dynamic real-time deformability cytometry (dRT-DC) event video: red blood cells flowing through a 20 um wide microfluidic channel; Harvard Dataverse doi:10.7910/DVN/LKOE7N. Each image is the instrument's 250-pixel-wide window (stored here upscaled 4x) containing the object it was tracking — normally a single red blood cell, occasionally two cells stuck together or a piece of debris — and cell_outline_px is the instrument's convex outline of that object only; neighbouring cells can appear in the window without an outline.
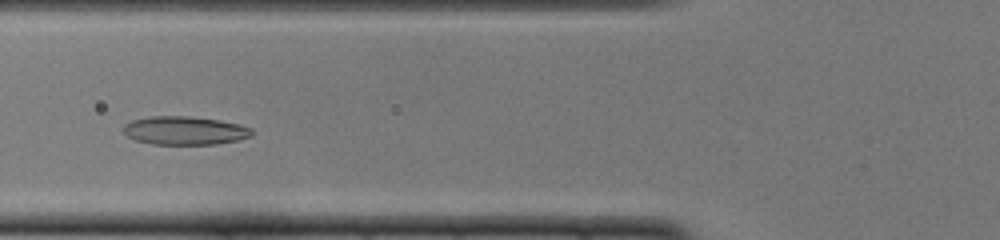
{"species": "common noctule bat (a hibernating species)", "species_latin": "Nyctalus noctula", "temperature_condition": "cold", "stored_images_in_passage": 45, "camera_frame_rate_fps": 3000, "um_per_image_px": 0.085, "animal": {"sex": "female", "body_mass_g": 22.0, "forearm_length_mm": 56.7}, "frame": {"image": 1, "passage_image": 14, "time_ms": 4.333, "image_size_px": [1000, 240], "cell_outline_px": [[252, 136], [240, 140], [216, 144], [152, 144], [136, 140], [128, 136], [124, 132], [124, 124], [132, 120], [152, 116], [188, 116], [220, 120], [240, 124], [252, 128]], "centroid_in_image_um": [15.74, 11.09], "position_along_channel_um": 110.1, "area_um2": 21.33}}
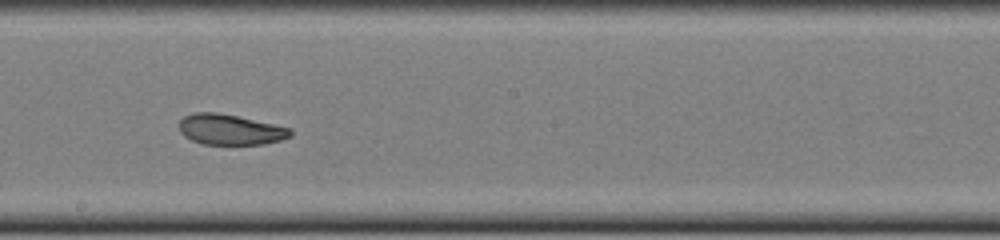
{"frame": {"image": 2, "passage_image": 23, "time_ms": 7.333, "image_size_px": [1000, 240], "cell_outline_px": [[292, 136], [280, 140], [264, 144], [204, 144], [192, 140], [184, 136], [180, 132], [180, 120], [184, 116], [192, 112], [216, 112], [236, 116], [292, 128]], "centroid_in_image_um": [19.56, 11.01], "position_along_channel_um": 228.6, "area_um2": 19.71}}
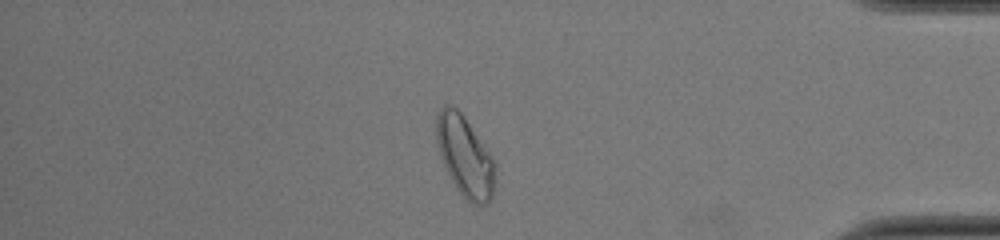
{"frame": {"image": 3, "passage_image": 38, "time_ms": 12.333, "image_size_px": [1000, 240], "cell_outline_px": [[496, 180], [492, 200], [488, 204], [480, 208], [472, 204], [456, 188], [440, 156], [436, 144], [436, 116], [440, 108], [444, 104], [452, 104], [464, 116], [492, 156], [496, 168]], "centroid_in_image_um": [39.54, 13.31], "position_along_channel_um": 395.7, "area_um2": 27.98}, "authors_computed_cell_mechanics": {"area_um2": 21.9062, "velocity_mm_per_s": 3.9643, "shape_relaxation_time_tau1_ms": null, "shape_relaxation_time_tau2_ms": 2.7509, "deformation_change_tau1": null, "deformation_change_tau2": 0.0805}}